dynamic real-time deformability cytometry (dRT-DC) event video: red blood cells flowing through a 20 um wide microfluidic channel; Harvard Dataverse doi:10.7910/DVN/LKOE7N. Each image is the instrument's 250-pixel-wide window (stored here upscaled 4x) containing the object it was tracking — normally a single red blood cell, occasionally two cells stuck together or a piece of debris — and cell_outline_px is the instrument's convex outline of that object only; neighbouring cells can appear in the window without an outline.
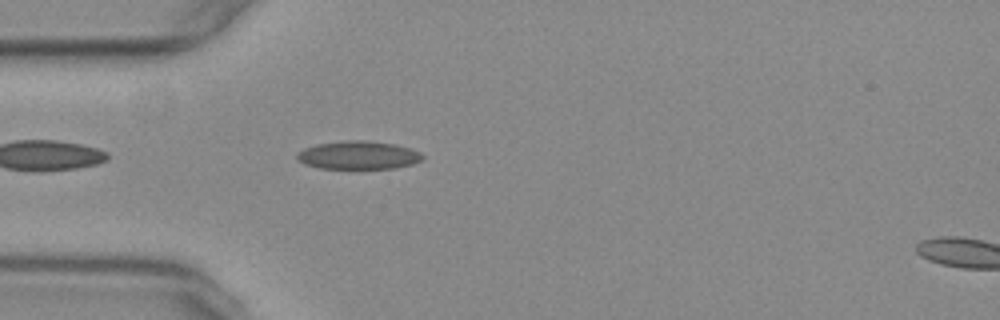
{"species": "common noctule bat (a hibernating species)", "species_latin": "Nyctalus noctula", "temperature_condition": "warm", "stored_images_in_passage": 38, "camera_frame_rate_fps": 3000, "um_per_image_px": 0.085, "animal": {"sex": "female", "body_mass_g": 29.2, "forearm_length_mm": 56.3}, "frame": {"image": 1, "passage_image": 1, "time_ms": 0.0, "image_size_px": [1000, 320], "cell_outline_px": [[424, 156], [420, 160], [412, 164], [396, 168], [320, 168], [304, 164], [296, 156], [296, 152], [304, 148], [316, 144], [344, 140], [364, 140], [396, 144], [420, 152]], "centroid_in_image_um": [30.44, 13.18], "position_along_channel_um": 54.6, "area_um2": 20.58}}
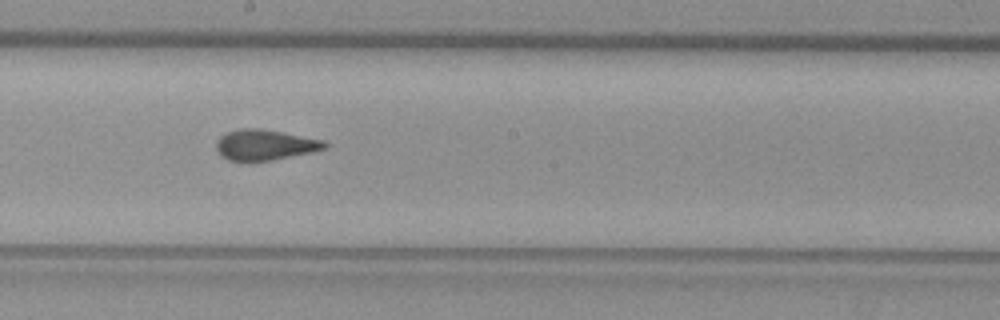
{"frame": {"image": 2, "passage_image": 15, "time_ms": 4.667, "image_size_px": [1000, 320], "cell_outline_px": [[328, 148], [312, 152], [272, 160], [248, 164], [244, 164], [228, 160], [220, 156], [216, 152], [216, 140], [220, 136], [228, 132], [240, 128], [260, 128], [284, 132], [324, 140], [328, 144]], "centroid_in_image_um": [22.47, 12.35], "position_along_channel_um": 225.7, "area_um2": 20.11}}
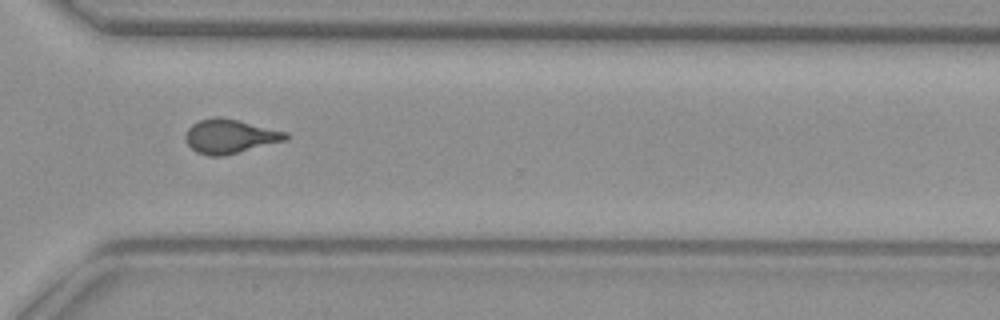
{"frame": {"image": 3, "passage_image": 25, "time_ms": 8.0, "image_size_px": [1000, 320], "cell_outline_px": [[288, 140], [224, 156], [208, 156], [196, 152], [184, 140], [184, 136], [188, 128], [192, 124], [200, 120], [216, 116], [236, 120], [288, 132]], "centroid_in_image_um": [19.53, 11.6], "position_along_channel_um": 351.1, "area_um2": 19.94}, "authors_computed_cell_mechanics": {"area_um2": 19.2763, "velocity_mm_per_s": 3.7636, "shape_relaxation_time_tau1_ms": null, "shape_relaxation_time_tau2_ms": 1.3874, "deformation_change_tau1": null, "deformation_change_tau2": 0.0789}}